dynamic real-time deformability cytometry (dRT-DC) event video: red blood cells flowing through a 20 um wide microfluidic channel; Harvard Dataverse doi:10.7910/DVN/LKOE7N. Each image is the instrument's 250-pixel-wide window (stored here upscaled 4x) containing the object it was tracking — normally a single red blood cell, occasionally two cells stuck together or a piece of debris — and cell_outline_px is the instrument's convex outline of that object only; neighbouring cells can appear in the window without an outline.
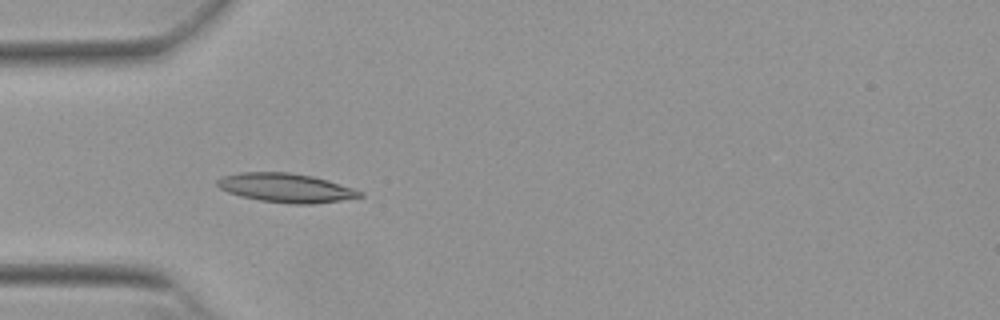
{"species": "Egyptian fruit bat (a non-hibernating species)", "species_latin": "Rousettus aegyptiacus", "temperature_condition": "warm", "stored_images_in_passage": 53, "camera_frame_rate_fps": 3000, "um_per_image_px": 0.085, "animal": {"sex": "female"}, "frame": {"image": 1, "passage_image": 16, "time_ms": 5.0, "image_size_px": [1000, 320], "cell_outline_px": [[364, 196], [340, 200], [312, 204], [292, 204], [260, 200], [240, 196], [228, 192], [220, 188], [216, 184], [216, 180], [220, 176], [240, 172], [288, 172], [312, 176], [328, 180], [364, 192]], "centroid_in_image_um": [24.27, 15.96], "position_along_channel_um": 60.7, "area_um2": 24.1}}
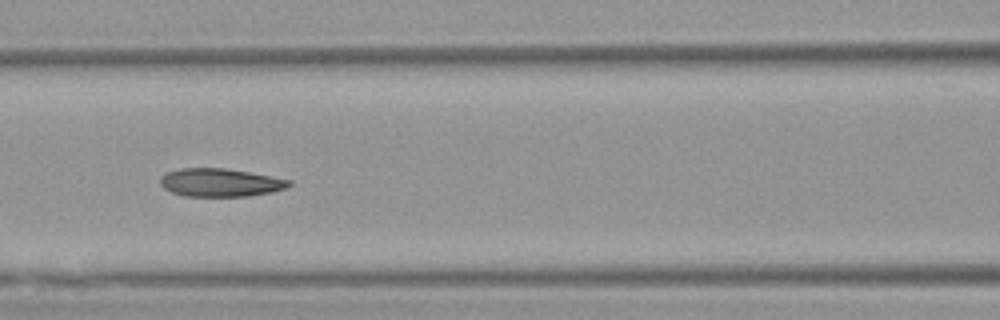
{"frame": {"image": 2, "passage_image": 23, "time_ms": 7.333, "image_size_px": [1000, 320], "cell_outline_px": [[292, 184], [288, 188], [272, 192], [248, 196], [184, 196], [172, 192], [164, 188], [160, 184], [160, 176], [168, 172], [180, 168], [224, 168], [248, 172], [292, 180]], "centroid_in_image_um": [18.74, 15.52], "position_along_channel_um": 147.9, "area_um2": 21.15}}
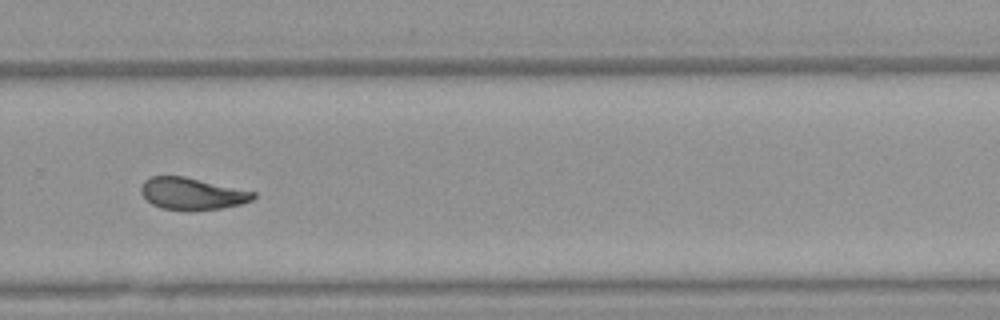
{"frame": {"image": 3, "passage_image": 36, "time_ms": 11.667, "image_size_px": [1000, 320], "cell_outline_px": [[256, 196], [252, 200], [240, 204], [220, 208], [192, 212], [188, 212], [160, 208], [152, 204], [140, 192], [140, 184], [148, 176], [184, 176], [256, 192]], "centroid_in_image_um": [16.28, 16.47], "position_along_channel_um": 313.5, "area_um2": 21.27}, "authors_computed_cell_mechanics": {"area_um2": 21.6172, "velocity_mm_per_s": 3.8342, "shape_relaxation_time_tau1_ms": 6.6378, "shape_relaxation_time_tau2_ms": 4.0355, "deformation_change_tau1": 0.1782, "deformation_change_tau2": 0.0958}}